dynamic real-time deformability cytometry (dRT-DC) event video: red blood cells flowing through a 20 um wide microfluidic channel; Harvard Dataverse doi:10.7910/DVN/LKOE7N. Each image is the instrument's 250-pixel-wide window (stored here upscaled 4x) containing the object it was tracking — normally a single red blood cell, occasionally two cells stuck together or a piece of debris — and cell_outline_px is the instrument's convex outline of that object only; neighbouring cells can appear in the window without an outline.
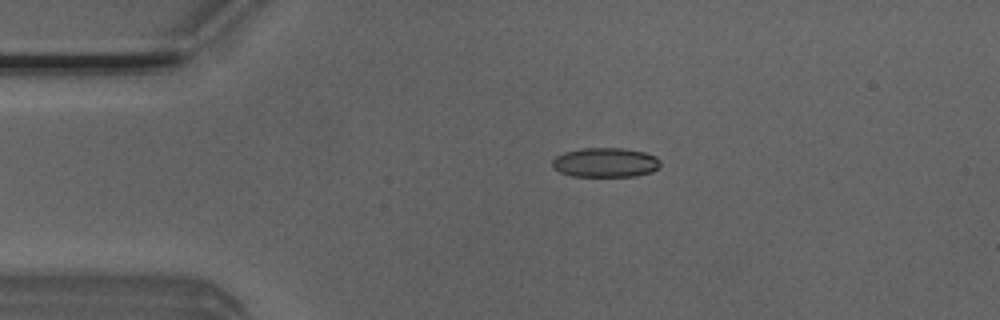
{"species": "Egyptian fruit bat (a non-hibernating species)", "species_latin": "Rousettus aegyptiacus", "temperature_condition": "room temperature", "stored_images_in_passage": 43, "camera_frame_rate_fps": 3000, "um_per_image_px": 0.085, "animal": {"sex": "male"}, "frame": {"image": 1, "passage_image": 1, "time_ms": 0.0, "image_size_px": [1000, 320], "cell_outline_px": [[660, 168], [652, 172], [636, 176], [572, 176], [560, 172], [552, 168], [552, 160], [556, 156], [564, 152], [580, 148], [620, 148], [644, 152], [656, 156], [660, 160]], "centroid_in_image_um": [51.46, 13.81], "position_along_channel_um": 33.5, "area_um2": 18.73}}
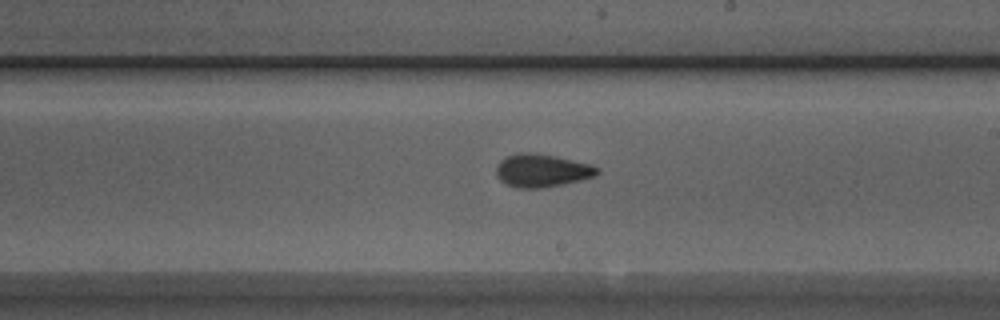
{"frame": {"image": 2, "passage_image": 20, "time_ms": 6.333, "image_size_px": [1000, 320], "cell_outline_px": [[600, 172], [596, 176], [580, 180], [544, 188], [516, 188], [504, 184], [496, 176], [496, 168], [500, 160], [508, 156], [520, 152], [532, 152], [556, 156], [592, 164], [600, 168]], "centroid_in_image_um": [46.07, 14.5], "position_along_channel_um": 242.9, "area_um2": 19.71}}
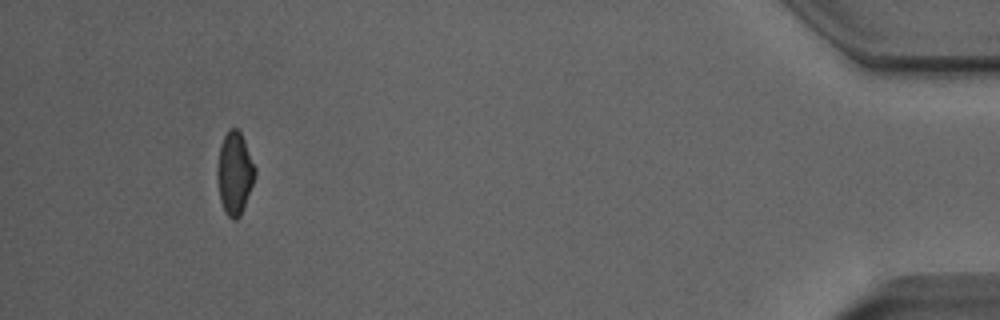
{"frame": {"image": 3, "passage_image": 39, "time_ms": 12.667, "image_size_px": [1000, 320], "cell_outline_px": [[256, 176], [240, 216], [236, 220], [232, 220], [224, 212], [220, 200], [216, 176], [216, 168], [220, 144], [228, 128], [236, 128], [240, 132], [244, 140], [256, 168]], "centroid_in_image_um": [19.92, 14.72], "position_along_channel_um": 415.3, "area_um2": 18.38}, "authors_computed_cell_mechanics": {"area_um2": 18.785, "velocity_mm_per_s": 3.897, "shape_relaxation_time_tau1_ms": 4.9945, "shape_relaxation_time_tau2_ms": 2.2919, "deformation_change_tau1": 0.1343, "deformation_change_tau2": 0.0635}}